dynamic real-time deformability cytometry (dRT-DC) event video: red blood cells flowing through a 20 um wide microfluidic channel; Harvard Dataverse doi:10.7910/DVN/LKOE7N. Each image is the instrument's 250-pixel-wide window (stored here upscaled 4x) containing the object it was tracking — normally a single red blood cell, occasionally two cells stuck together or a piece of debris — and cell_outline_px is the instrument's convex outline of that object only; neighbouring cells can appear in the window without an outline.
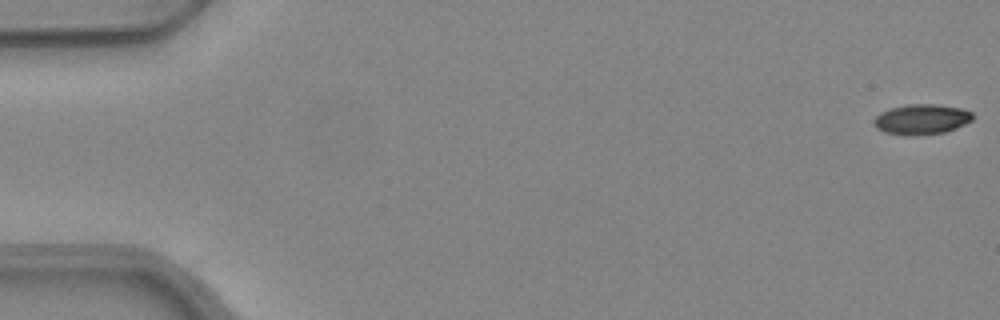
{"species": "common noctule bat (a hibernating species)", "species_latin": "Nyctalus noctula", "temperature_condition": "warm", "stored_images_in_passage": 52, "camera_frame_rate_fps": 3000, "um_per_image_px": 0.085, "animal": {"sex": "female", "body_mass_g": 24.6, "forearm_length_mm": 56.2}, "frame": {"image": 1, "passage_image": 1, "time_ms": 0.0, "image_size_px": [1000, 320], "cell_outline_px": [[972, 120], [956, 128], [944, 132], [908, 136], [884, 132], [876, 128], [872, 124], [872, 120], [880, 112], [888, 108], [908, 104], [936, 104], [964, 108], [972, 112]], "centroid_in_image_um": [78.29, 10.13], "position_along_channel_um": 6.7, "area_um2": 17.63}}
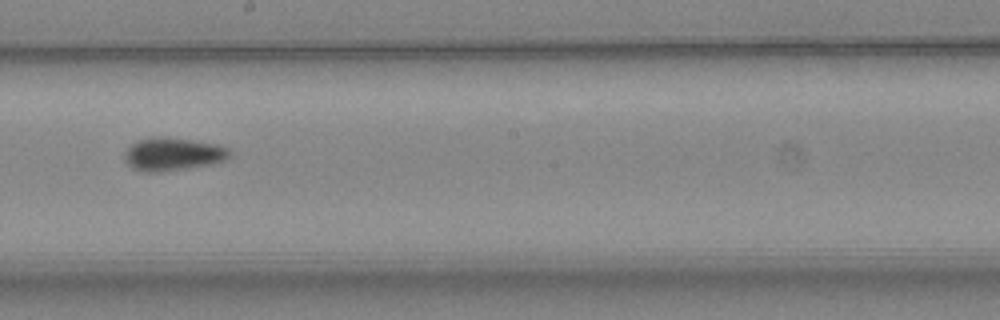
{"frame": {"image": 2, "passage_image": 30, "time_ms": 9.667, "image_size_px": [1000, 320], "cell_outline_px": [[232, 152], [224, 160], [212, 164], [160, 172], [148, 172], [132, 168], [124, 160], [124, 152], [136, 140], [152, 136], [164, 136], [192, 140], [216, 144], [228, 148]], "centroid_in_image_um": [14.66, 13.09], "position_along_channel_um": 233.5, "area_um2": 20.29}}
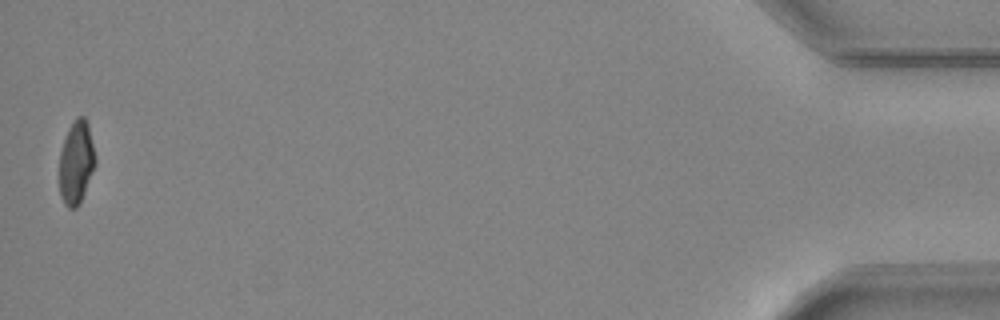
{"frame": {"image": 3, "passage_image": 52, "time_ms": 17.0, "image_size_px": [1000, 320], "cell_outline_px": [[96, 164], [80, 204], [76, 208], [68, 208], [64, 204], [60, 196], [60, 152], [68, 128], [76, 116], [84, 116], [88, 124], [96, 156]], "centroid_in_image_um": [6.49, 13.81], "position_along_channel_um": 428.7, "area_um2": 17.57}, "authors_computed_cell_mechanics": {"area_um2": 18.6116, "velocity_mm_per_s": 3.9787, "shape_relaxation_time_tau1_ms": null, "shape_relaxation_time_tau2_ms": 3.7989, "deformation_change_tau1": null, "deformation_change_tau2": 0.1031}}